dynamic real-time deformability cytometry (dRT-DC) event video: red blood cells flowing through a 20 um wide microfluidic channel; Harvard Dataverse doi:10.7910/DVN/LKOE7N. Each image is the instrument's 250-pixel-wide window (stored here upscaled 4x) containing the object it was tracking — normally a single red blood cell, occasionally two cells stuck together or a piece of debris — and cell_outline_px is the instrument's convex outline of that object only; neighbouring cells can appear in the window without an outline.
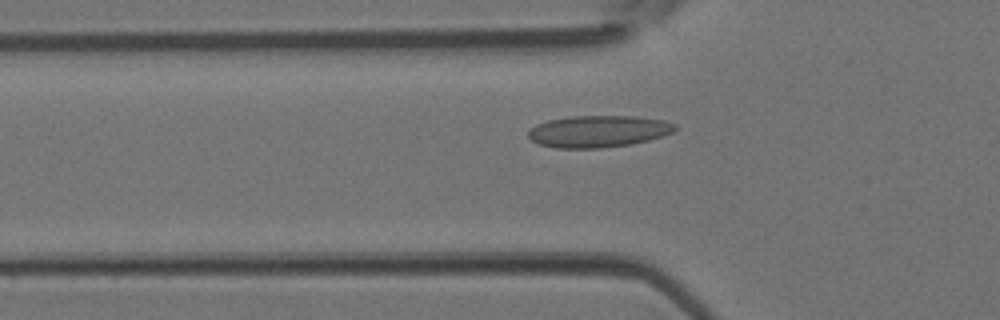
{"species": "Egyptian fruit bat (a non-hibernating species)", "species_latin": "Rousettus aegyptiacus", "temperature_condition": "room temperature", "stored_images_in_passage": 26, "camera_frame_rate_fps": 3000, "um_per_image_px": 0.085, "animal": {"sex": "female"}, "frame": {"image": 1, "passage_image": 2, "time_ms": 0.333, "image_size_px": [1000, 320], "cell_outline_px": [[676, 128], [672, 132], [648, 140], [628, 144], [600, 148], [556, 148], [540, 144], [532, 140], [528, 136], [528, 132], [536, 124], [548, 120], [572, 116], [632, 116], [664, 120], [676, 124]], "centroid_in_image_um": [50.84, 11.16], "position_along_channel_um": 75.0, "area_um2": 26.93}}
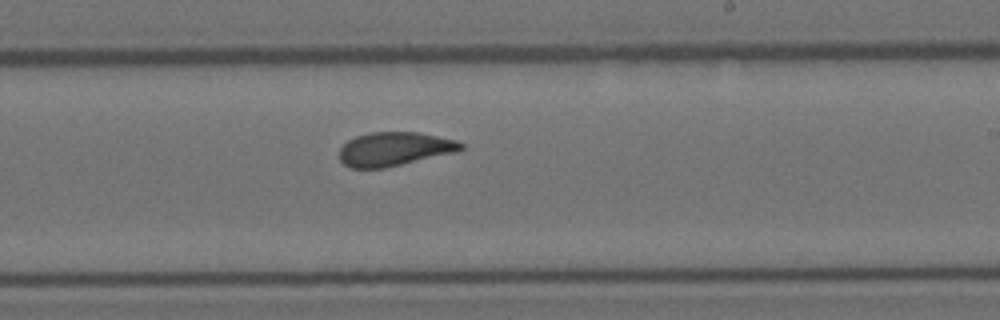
{"frame": {"image": 2, "passage_image": 14, "time_ms": 4.333, "image_size_px": [1000, 320], "cell_outline_px": [[464, 148], [456, 152], [384, 168], [352, 168], [344, 164], [340, 160], [340, 148], [348, 140], [356, 136], [372, 132], [416, 132], [456, 140], [464, 144]], "centroid_in_image_um": [33.52, 12.66], "position_along_channel_um": 255.5, "area_um2": 23.76}}
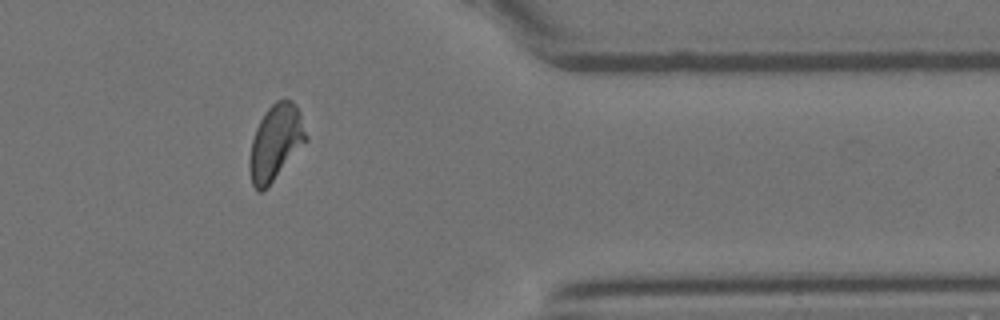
{"frame": {"image": 3, "passage_image": 24, "time_ms": 7.667, "image_size_px": [1000, 320], "cell_outline_px": [[308, 140], [268, 188], [260, 192], [256, 192], [252, 184], [248, 168], [248, 160], [252, 140], [256, 128], [260, 120], [268, 108], [276, 100], [292, 100], [296, 104], [300, 112], [308, 136]], "centroid_in_image_um": [23.43, 12.15], "position_along_channel_um": 388.0, "area_um2": 25.26}}